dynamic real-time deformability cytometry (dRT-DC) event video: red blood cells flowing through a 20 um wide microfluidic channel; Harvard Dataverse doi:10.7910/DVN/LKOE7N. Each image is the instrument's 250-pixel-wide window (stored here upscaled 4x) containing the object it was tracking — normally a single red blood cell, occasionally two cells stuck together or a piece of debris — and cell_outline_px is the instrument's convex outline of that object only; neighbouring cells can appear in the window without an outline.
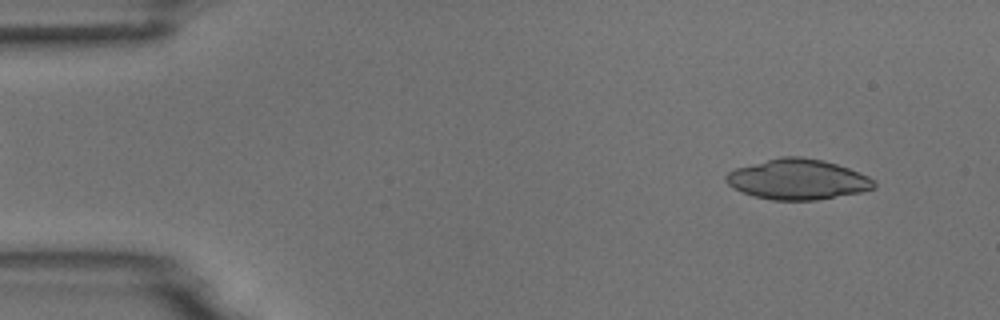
{"species": "common noctule bat (a hibernating species)", "species_latin": "Nyctalus noctula", "temperature_condition": "room temperature", "stored_images_in_passage": 52, "camera_frame_rate_fps": 3000, "um_per_image_px": 0.085, "animal": {"sex": "male", "body_mass_g": 18.8}, "frame": {"image": 1, "passage_image": 4, "time_ms": 1.0, "image_size_px": [1000, 320], "cell_outline_px": [[876, 188], [860, 192], [816, 200], [772, 200], [756, 196], [732, 188], [724, 180], [724, 176], [728, 172], [736, 168], [780, 156], [800, 156], [824, 160], [848, 168], [868, 176], [876, 184]], "centroid_in_image_um": [67.79, 15.24], "position_along_channel_um": 17.2, "area_um2": 34.68}}